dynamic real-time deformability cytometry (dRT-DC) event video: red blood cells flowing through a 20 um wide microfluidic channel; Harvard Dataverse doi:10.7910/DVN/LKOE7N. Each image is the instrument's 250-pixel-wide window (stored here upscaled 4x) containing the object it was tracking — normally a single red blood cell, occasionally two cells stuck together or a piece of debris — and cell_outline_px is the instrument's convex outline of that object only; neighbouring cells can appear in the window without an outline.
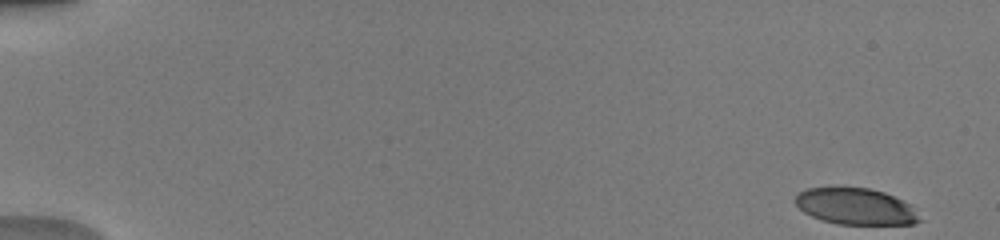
{"species": "human", "species_latin": "Homo sapiens", "temperature_condition": "warm", "stored_images_in_passage": 50, "camera_frame_rate_fps": 3000, "um_per_image_px": 0.085, "donor": {"sex": "male"}, "frame": {"image": 1, "passage_image": 1, "time_ms": 0.0, "image_size_px": [1000, 240], "cell_outline_px": [[924, 220], [916, 224], [836, 224], [820, 220], [804, 212], [792, 200], [800, 192], [808, 188], [828, 184], [868, 188], [884, 192], [912, 204]], "centroid_in_image_um": [72.73, 17.51], "position_along_channel_um": 12.3, "area_um2": 27.46}}
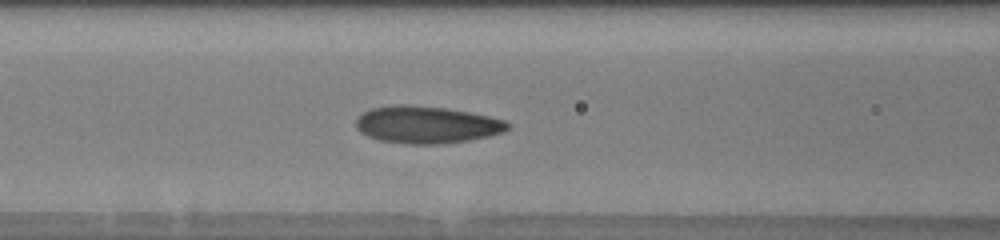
{"frame": {"image": 2, "passage_image": 22, "time_ms": 7.0, "image_size_px": [1000, 240], "cell_outline_px": [[512, 124], [504, 132], [488, 136], [468, 140], [440, 144], [408, 144], [380, 140], [368, 136], [360, 132], [356, 128], [356, 120], [368, 108], [400, 104], [408, 104], [444, 108], [468, 112], [488, 116], [504, 120]], "centroid_in_image_um": [36.25, 10.6], "position_along_channel_um": 130.3, "area_um2": 32.83}}
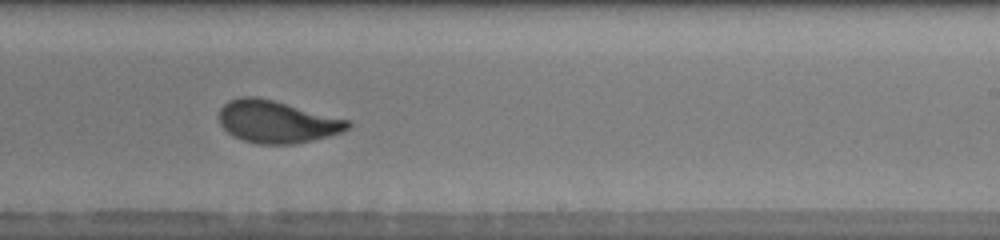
{"frame": {"image": 3, "passage_image": 32, "time_ms": 10.333, "image_size_px": [1000, 240], "cell_outline_px": [[352, 124], [348, 128], [340, 132], [328, 136], [312, 140], [292, 144], [256, 144], [244, 140], [228, 132], [220, 124], [220, 108], [228, 100], [240, 96], [256, 96], [272, 100], [348, 120]], "centroid_in_image_um": [23.49, 10.34], "position_along_channel_um": 265.5, "area_um2": 31.27}, "authors_computed_cell_mechanics": {"area_um2": 31.2409, "velocity_mm_per_s": 4.0536, "shape_relaxation_time_tau1_ms": 4.2459, "shape_relaxation_time_tau2_ms": 0.8115, "deformation_change_tau1": 0.1706, "deformation_change_tau2": 0.0674}}